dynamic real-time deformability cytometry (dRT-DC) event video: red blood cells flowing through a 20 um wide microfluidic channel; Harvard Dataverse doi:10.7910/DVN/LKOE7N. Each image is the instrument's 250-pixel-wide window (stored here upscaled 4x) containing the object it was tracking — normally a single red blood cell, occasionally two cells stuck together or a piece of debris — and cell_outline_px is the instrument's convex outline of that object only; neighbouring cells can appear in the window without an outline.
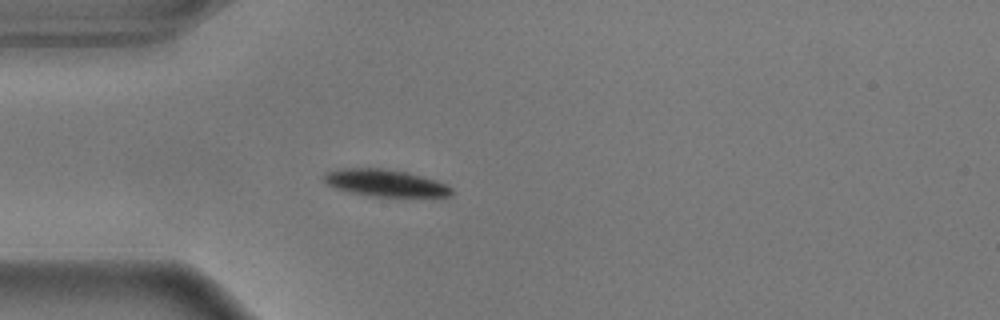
{"species": "common noctule bat (a hibernating species)", "species_latin": "Nyctalus noctula", "temperature_condition": "warm", "stored_images_in_passage": 30, "camera_frame_rate_fps": 3000, "um_per_image_px": 0.085, "animal": {"sex": "male", "body_mass_g": 17.9}, "frame": {"image": 1, "passage_image": 1, "time_ms": 0.0, "image_size_px": [1000, 320], "cell_outline_px": [[456, 192], [452, 196], [376, 196], [352, 192], [336, 188], [328, 184], [320, 176], [324, 172], [336, 168], [384, 168], [408, 172], [436, 180], [448, 184]], "centroid_in_image_um": [32.76, 15.53], "position_along_channel_um": 52.2, "area_um2": 20.23}}
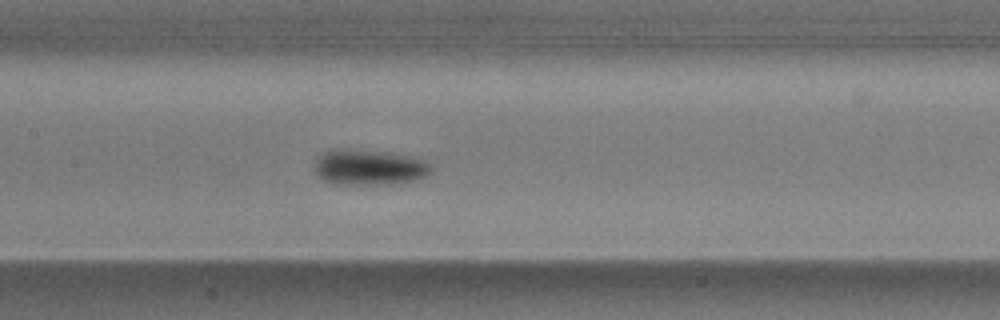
{"frame": {"image": 2, "passage_image": 12, "time_ms": 3.667, "image_size_px": [1000, 320], "cell_outline_px": [[432, 172], [416, 180], [392, 184], [332, 184], [316, 176], [312, 168], [316, 156], [328, 148], [344, 148], [408, 156], [424, 160], [432, 168]], "centroid_in_image_um": [31.25, 14.22], "position_along_channel_um": 176.2, "area_um2": 24.45}}
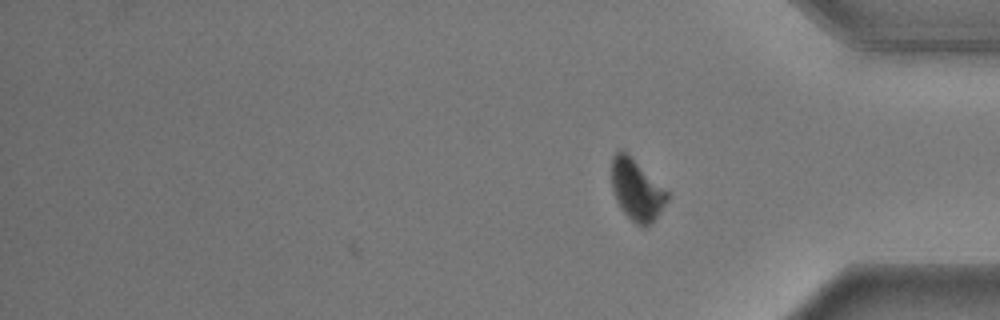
{"frame": {"image": 3, "passage_image": 30, "time_ms": 9.667, "image_size_px": [1000, 320], "cell_outline_px": [[672, 196], [652, 224], [644, 228], [636, 224], [620, 208], [616, 200], [612, 188], [612, 156], [620, 148], [628, 152]], "centroid_in_image_um": [54.14, 16.14], "position_along_channel_um": 381.1, "area_um2": 20.17}, "authors_computed_cell_mechanics": {"area_um2": 22.5709, "velocity_mm_per_s": 3.5869, "shape_relaxation_time_tau1_ms": 2.6506, "shape_relaxation_time_tau2_ms": 3.1688, "deformation_change_tau1": 0.1323, "deformation_change_tau2": 0.0546}}